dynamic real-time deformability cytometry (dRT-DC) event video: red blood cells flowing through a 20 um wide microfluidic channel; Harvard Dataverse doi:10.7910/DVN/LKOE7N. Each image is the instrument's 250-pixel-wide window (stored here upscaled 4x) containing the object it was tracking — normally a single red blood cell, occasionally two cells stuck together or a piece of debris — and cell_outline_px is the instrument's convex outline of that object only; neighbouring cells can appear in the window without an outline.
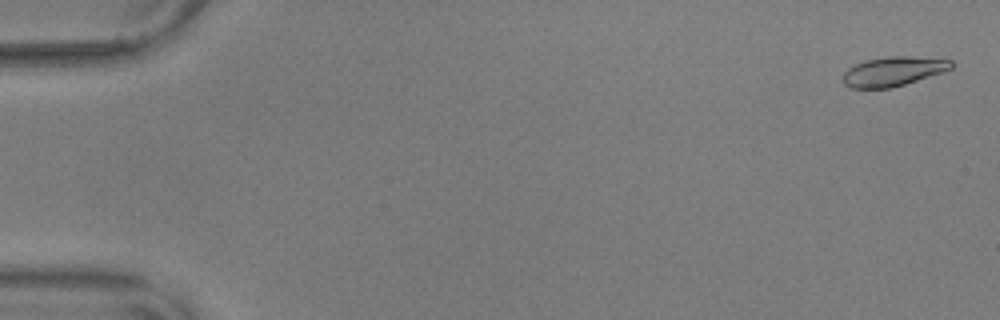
{"species": "common noctule bat (a hibernating species)", "species_latin": "Nyctalus noctula", "temperature_condition": "warm", "stored_images_in_passage": 6, "camera_frame_rate_fps": 3000, "um_per_image_px": 0.085, "animal": {"sex": "male", "body_mass_g": 17.9, "forearm_length_mm": 54.2}, "frame": {"image": 1, "passage_image": 2, "time_ms": 0.333, "image_size_px": [1000, 320], "cell_outline_px": [[952, 68], [944, 72], [892, 88], [852, 88], [844, 84], [840, 80], [840, 76], [848, 68], [864, 60], [888, 56], [908, 56], [952, 60]], "centroid_in_image_um": [75.88, 6.07], "position_along_channel_um": 9.1, "area_um2": 18.73}}